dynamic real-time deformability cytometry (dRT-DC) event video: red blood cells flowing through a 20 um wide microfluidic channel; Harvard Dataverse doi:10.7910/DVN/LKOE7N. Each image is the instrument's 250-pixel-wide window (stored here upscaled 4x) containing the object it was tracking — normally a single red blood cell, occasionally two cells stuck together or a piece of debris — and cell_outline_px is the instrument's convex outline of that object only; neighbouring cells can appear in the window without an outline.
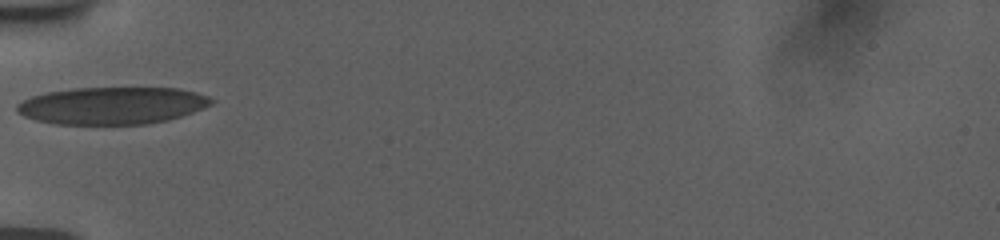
{"species": "human", "species_latin": "Homo sapiens", "temperature_condition": "room temperature", "stored_images_in_passage": 30, "camera_frame_rate_fps": 3000, "um_per_image_px": 0.085, "donor": {"sex": "female"}, "frame": {"image": 1, "passage_image": 1, "time_ms": 0.0, "image_size_px": [1000, 240], "cell_outline_px": [[216, 100], [212, 104], [192, 112], [168, 120], [148, 124], [52, 124], [36, 120], [24, 116], [16, 112], [16, 104], [32, 96], [44, 92], [76, 88], [180, 88], [196, 92], [208, 96]], "centroid_in_image_um": [9.52, 8.97], "position_along_channel_um": 75.5, "area_um2": 42.37}}
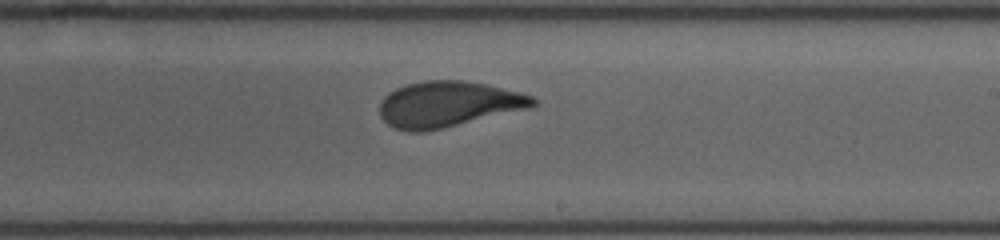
{"frame": {"image": 2, "passage_image": 15, "time_ms": 4.667, "image_size_px": [1000, 240], "cell_outline_px": [[540, 100], [536, 104], [528, 108], [444, 128], [424, 132], [408, 132], [392, 128], [380, 116], [380, 104], [384, 96], [388, 92], [396, 88], [408, 84], [424, 80], [464, 80], [488, 84], [520, 92], [532, 96]], "centroid_in_image_um": [38.08, 8.85], "position_along_channel_um": 250.9, "area_um2": 41.1}}
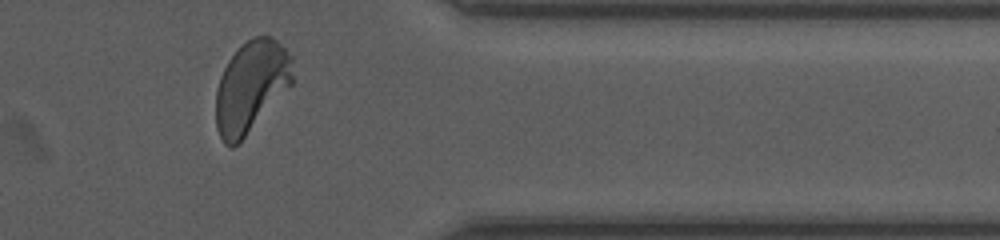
{"frame": {"image": 3, "passage_image": 27, "time_ms": 8.667, "image_size_px": [1000, 240], "cell_outline_px": [[292, 84], [240, 144], [232, 148], [224, 144], [216, 128], [216, 88], [220, 76], [228, 60], [252, 36], [272, 36], [292, 56]], "centroid_in_image_um": [21.33, 7.41], "position_along_channel_um": 390.1, "area_um2": 41.1}, "authors_computed_cell_mechanics": {"area_um2": 41.0958, "velocity_mm_per_s": 3.7442, "shape_relaxation_time_tau1_ms": 4.3044, "shape_relaxation_time_tau2_ms": null, "deformation_change_tau1": 0.1492, "deformation_change_tau2": null}}